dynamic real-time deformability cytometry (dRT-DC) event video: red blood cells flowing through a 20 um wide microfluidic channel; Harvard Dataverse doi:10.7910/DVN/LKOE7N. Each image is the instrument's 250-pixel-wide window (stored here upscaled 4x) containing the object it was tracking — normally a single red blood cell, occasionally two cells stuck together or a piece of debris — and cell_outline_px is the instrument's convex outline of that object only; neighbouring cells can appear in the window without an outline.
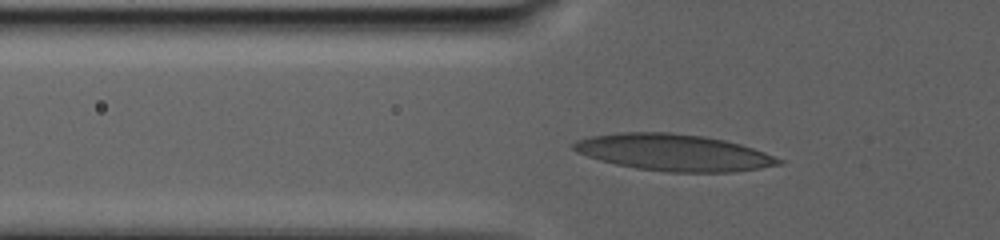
{"species": "human", "species_latin": "Homo sapiens", "temperature_condition": "warm", "stored_images_in_passage": 38, "camera_frame_rate_fps": 3000, "um_per_image_px": 0.085, "donor": {"sex": "male"}, "frame": {"image": 1, "passage_image": 11, "time_ms": 8.0, "image_size_px": [1000, 240], "cell_outline_px": [[784, 164], [760, 168], [732, 172], [668, 172], [636, 168], [616, 164], [600, 160], [576, 152], [572, 148], [572, 144], [576, 140], [592, 136], [616, 132], [672, 132], [704, 136], [724, 140], [740, 144], [764, 152], [784, 160]], "centroid_in_image_um": [57.26, 12.96], "position_along_channel_um": 68.5, "area_um2": 43.87}}
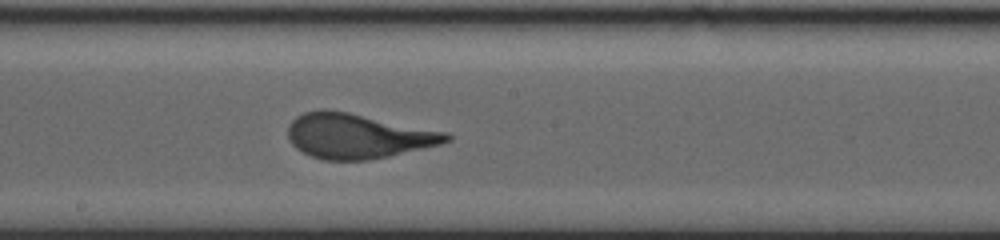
{"frame": {"image": 2, "passage_image": 26, "time_ms": 14.333, "image_size_px": [1000, 240], "cell_outline_px": [[452, 140], [440, 144], [388, 156], [368, 160], [324, 160], [312, 156], [296, 148], [288, 140], [288, 124], [296, 116], [304, 112], [320, 108], [328, 108], [448, 132], [452, 136]], "centroid_in_image_um": [30.37, 11.54], "position_along_channel_um": 217.8, "area_um2": 41.56}}
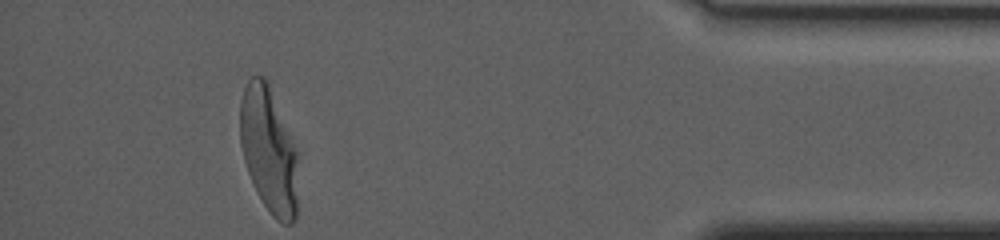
{"frame": {"image": 3, "passage_image": 38, "time_ms": 24.0, "image_size_px": [1000, 240], "cell_outline_px": [[296, 220], [292, 224], [284, 224], [276, 220], [272, 216], [256, 192], [248, 172], [244, 160], [240, 144], [240, 100], [244, 88], [248, 80], [252, 76], [264, 76], [268, 84], [296, 156]], "centroid_in_image_um": [22.78, 12.81], "position_along_channel_um": 412.4, "area_um2": 41.21}, "authors_computed_cell_mechanics": {"area_um2": 40.8068, "velocity_mm_per_s": 2.4466, "shape_relaxation_time_tau1_ms": 8.7284, "shape_relaxation_time_tau2_ms": null, "deformation_change_tau1": 0.2862, "deformation_change_tau2": null}}